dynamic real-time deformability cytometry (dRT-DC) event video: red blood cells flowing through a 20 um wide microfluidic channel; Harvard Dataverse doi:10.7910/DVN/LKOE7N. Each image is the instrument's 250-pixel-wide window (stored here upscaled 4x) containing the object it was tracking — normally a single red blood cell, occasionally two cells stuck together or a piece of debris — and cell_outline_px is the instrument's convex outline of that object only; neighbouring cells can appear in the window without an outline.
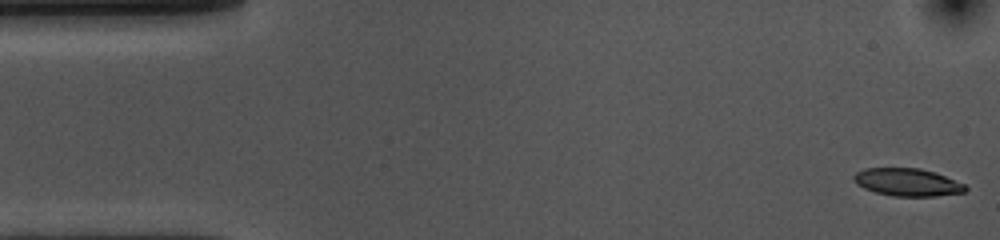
{"species": "common noctule bat (a hibernating species)", "species_latin": "Nyctalus noctula", "temperature_condition": "cold", "stored_images_in_passage": 50, "camera_frame_rate_fps": 3000, "um_per_image_px": 0.085, "animal": {"sex": "female", "body_mass_g": 10.0, "forearm_length_mm": 53.1}, "frame": {"image": 1, "passage_image": 1, "time_ms": 0.0, "image_size_px": [1000, 240], "cell_outline_px": [[968, 188], [964, 192], [936, 196], [892, 196], [876, 192], [864, 188], [856, 184], [852, 176], [856, 172], [864, 168], [920, 168], [936, 172], [964, 184]], "centroid_in_image_um": [77.11, 15.48], "position_along_channel_um": 7.9, "area_um2": 18.03}}
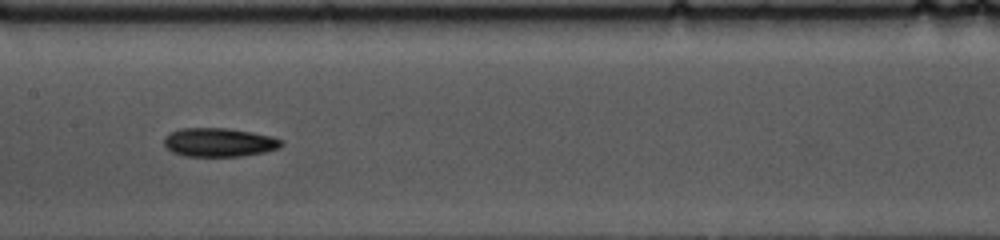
{"frame": {"image": 2, "passage_image": 25, "time_ms": 8.0, "image_size_px": [1000, 240], "cell_outline_px": [[284, 144], [280, 148], [264, 152], [240, 156], [184, 156], [172, 152], [164, 144], [164, 136], [180, 128], [228, 128], [252, 132], [272, 136], [280, 140]], "centroid_in_image_um": [18.62, 12.1], "position_along_channel_um": 188.8, "area_um2": 19.65}}
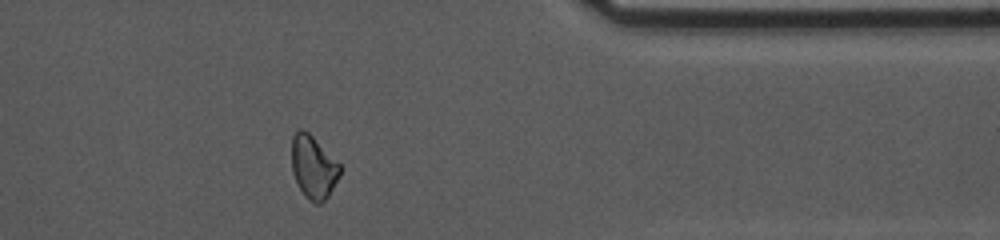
{"frame": {"image": 3, "passage_image": 43, "time_ms": 14.0, "image_size_px": [1000, 240], "cell_outline_px": [[340, 176], [328, 196], [320, 204], [316, 204], [308, 200], [304, 196], [292, 172], [292, 136], [300, 128], [304, 128], [340, 164]], "centroid_in_image_um": [26.63, 14.21], "position_along_channel_um": 384.8, "area_um2": 17.63}, "authors_computed_cell_mechanics": {"area_um2": 18.8717, "velocity_mm_per_s": 3.6254, "shape_relaxation_time_tau1_ms": 7.2497, "shape_relaxation_time_tau2_ms": null, "deformation_change_tau1": 0.142, "deformation_change_tau2": null}}